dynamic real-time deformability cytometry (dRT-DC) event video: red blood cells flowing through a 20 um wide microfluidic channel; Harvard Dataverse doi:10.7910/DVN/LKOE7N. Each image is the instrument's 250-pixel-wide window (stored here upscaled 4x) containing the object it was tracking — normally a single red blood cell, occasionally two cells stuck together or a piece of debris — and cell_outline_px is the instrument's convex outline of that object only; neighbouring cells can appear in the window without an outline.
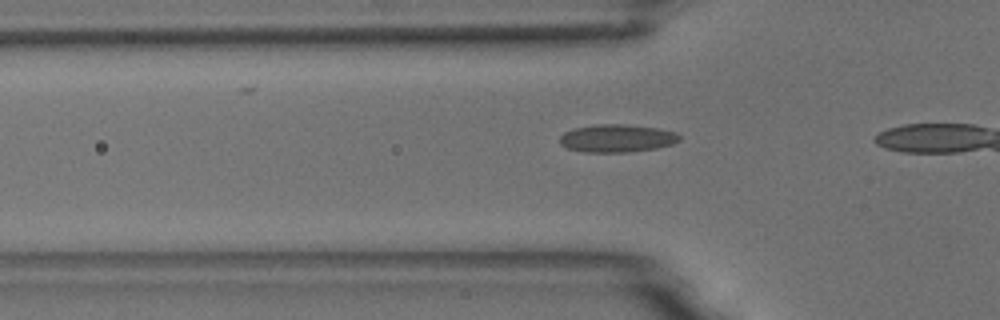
{"species": "common noctule bat (a hibernating species)", "species_latin": "Nyctalus noctula", "temperature_condition": "room temperature", "stored_images_in_passage": 9, "camera_frame_rate_fps": 3000, "um_per_image_px": 0.085, "animal": {"sex": "male", "body_mass_g": 18.8}, "frame": {"image": 1, "passage_image": 6, "time_ms": 1.667, "image_size_px": [1000, 320], "cell_outline_px": [[680, 140], [672, 144], [656, 148], [628, 152], [584, 152], [568, 148], [560, 144], [560, 136], [564, 132], [576, 128], [596, 124], [624, 124], [656, 128], [676, 132], [680, 136]], "centroid_in_image_um": [52.44, 11.75], "position_along_channel_um": 73.4, "area_um2": 19.31}}